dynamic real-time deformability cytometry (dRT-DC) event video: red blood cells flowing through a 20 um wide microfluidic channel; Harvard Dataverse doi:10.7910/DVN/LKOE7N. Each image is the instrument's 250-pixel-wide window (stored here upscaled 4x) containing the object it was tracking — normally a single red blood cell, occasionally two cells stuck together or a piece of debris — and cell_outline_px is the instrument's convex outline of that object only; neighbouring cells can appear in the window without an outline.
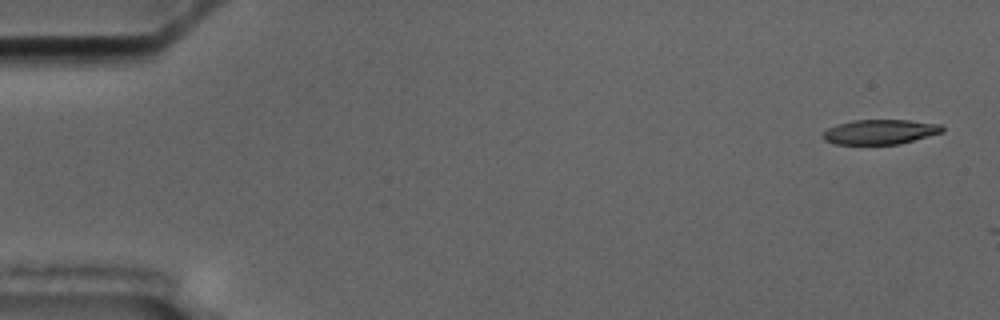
{"species": "common noctule bat (a hibernating species)", "species_latin": "Nyctalus noctula", "temperature_condition": "cold", "stored_images_in_passage": 2, "camera_frame_rate_fps": 3000, "um_per_image_px": 0.085, "animal": {"sex": "male", "body_mass_g": 17.5, "forearm_length_mm": 52.3}, "frame": {"image": 1, "passage_image": 1, "time_ms": 0.0, "image_size_px": [1000, 320], "cell_outline_px": [[944, 132], [900, 144], [836, 144], [824, 140], [820, 136], [828, 128], [836, 124], [852, 120], [908, 120], [940, 124], [944, 128]], "centroid_in_image_um": [74.8, 11.21], "position_along_channel_um": 10.2, "area_um2": 17.34}}